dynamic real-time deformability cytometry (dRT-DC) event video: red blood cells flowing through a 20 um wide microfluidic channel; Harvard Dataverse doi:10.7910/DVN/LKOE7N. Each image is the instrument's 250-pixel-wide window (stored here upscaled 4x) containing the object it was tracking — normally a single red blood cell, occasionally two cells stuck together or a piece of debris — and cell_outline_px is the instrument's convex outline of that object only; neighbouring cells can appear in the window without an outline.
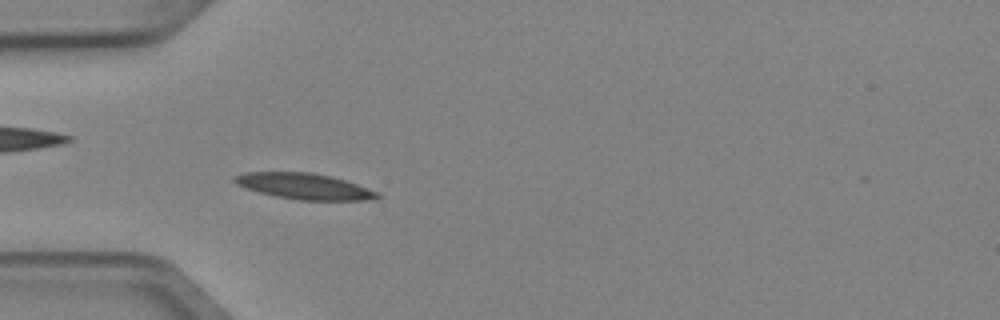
{"species": "Egyptian fruit bat (a non-hibernating species)", "species_latin": "Rousettus aegyptiacus", "temperature_condition": "cold", "stored_images_in_passage": 4, "camera_frame_rate_fps": 3000, "um_per_image_px": 0.085, "animal": {"sex": "female"}, "frame": {"image": 1, "passage_image": 4, "time_ms": 1.0, "image_size_px": [1000, 320], "cell_outline_px": [[380, 196], [368, 200], [300, 200], [276, 196], [260, 192], [236, 184], [232, 180], [232, 176], [244, 172], [312, 172], [332, 176], [380, 192]], "centroid_in_image_um": [25.85, 15.82], "position_along_channel_um": 59.1, "area_um2": 21.5}}